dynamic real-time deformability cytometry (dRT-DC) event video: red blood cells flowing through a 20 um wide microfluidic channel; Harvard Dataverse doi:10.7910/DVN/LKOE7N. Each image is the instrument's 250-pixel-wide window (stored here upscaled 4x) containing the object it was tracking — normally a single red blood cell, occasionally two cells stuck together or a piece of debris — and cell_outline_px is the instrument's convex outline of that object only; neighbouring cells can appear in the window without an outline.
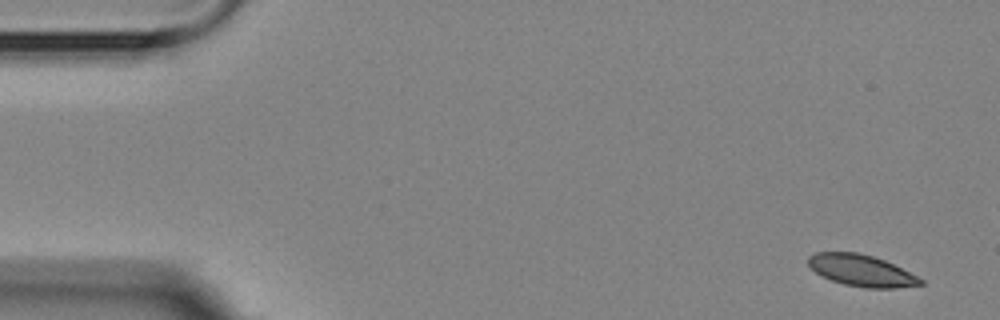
{"species": "Egyptian fruit bat (a non-hibernating species)", "species_latin": "Rousettus aegyptiacus", "temperature_condition": "room temperature", "stored_images_in_passage": 5, "segment_of_instrument_passage": [1, 2], "camera_frame_rate_fps": 3000, "um_per_image_px": 0.085, "animal": {"sex": "female"}, "frame": {"image": 1, "passage_image": 1, "time_ms": 0.0, "image_size_px": [1000, 320], "cell_outline_px": [[924, 284], [892, 288], [864, 288], [844, 284], [832, 280], [816, 272], [808, 264], [808, 256], [816, 252], [856, 252], [872, 256], [884, 260], [924, 280]], "centroid_in_image_um": [73.2, 22.99], "position_along_channel_um": 11.8, "area_um2": 20.29}}